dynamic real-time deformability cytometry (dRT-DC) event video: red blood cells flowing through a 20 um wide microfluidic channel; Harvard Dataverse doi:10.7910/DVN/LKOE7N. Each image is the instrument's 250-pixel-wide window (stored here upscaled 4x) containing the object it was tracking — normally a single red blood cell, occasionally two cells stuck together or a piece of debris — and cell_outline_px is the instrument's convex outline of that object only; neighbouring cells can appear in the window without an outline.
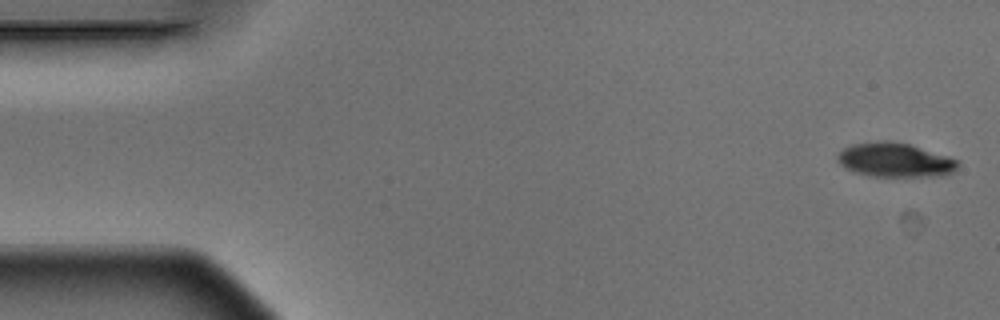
{"species": "Egyptian fruit bat (a non-hibernating species)", "species_latin": "Rousettus aegyptiacus", "temperature_condition": "warm", "stored_images_in_passage": 3, "camera_frame_rate_fps": 3000, "um_per_image_px": 0.085, "animal": {"sex": "male"}, "frame": {"image": 1, "passage_image": 1, "time_ms": 0.0, "image_size_px": [1000, 320], "cell_outline_px": [[960, 164], [948, 176], [868, 176], [856, 172], [840, 164], [836, 160], [836, 156], [844, 148], [856, 144], [880, 140], [884, 140], [908, 144], [948, 156], [960, 160]], "centroid_in_image_um": [76.11, 13.61], "position_along_channel_um": 8.9, "area_um2": 23.87}}